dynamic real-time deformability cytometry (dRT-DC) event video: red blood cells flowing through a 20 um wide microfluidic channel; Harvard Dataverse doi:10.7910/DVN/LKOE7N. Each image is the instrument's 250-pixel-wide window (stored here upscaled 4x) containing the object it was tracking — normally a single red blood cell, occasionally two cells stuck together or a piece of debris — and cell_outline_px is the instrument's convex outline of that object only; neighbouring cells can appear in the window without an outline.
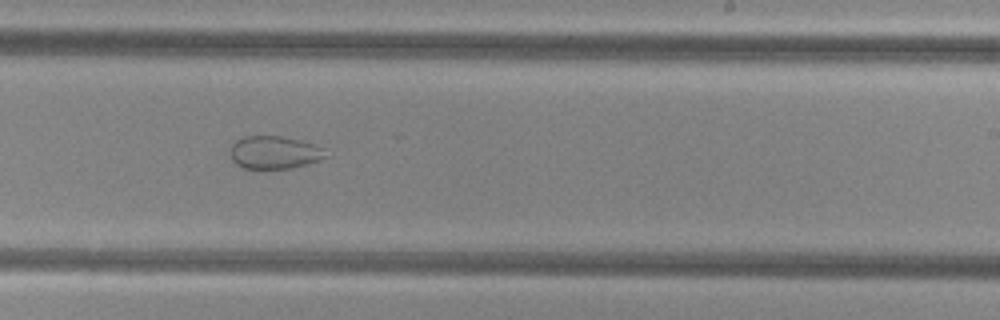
{"species": "common noctule bat (a hibernating species)", "species_latin": "Nyctalus noctula", "temperature_condition": "cold", "stored_images_in_passage": 45, "camera_frame_rate_fps": 3000, "um_per_image_px": 0.085, "animal": {"sex": "female", "body_mass_g": 29.2, "forearm_length_mm": 56.3}, "frame": {"image": 1, "passage_image": 25, "time_ms": 8.0, "image_size_px": [1000, 320], "cell_outline_px": [[328, 156], [320, 160], [292, 168], [244, 168], [236, 164], [232, 160], [228, 152], [228, 148], [240, 136], [280, 136], [300, 140], [324, 148]], "centroid_in_image_um": [23.28, 12.95], "position_along_channel_um": 265.7, "area_um2": 18.44}}
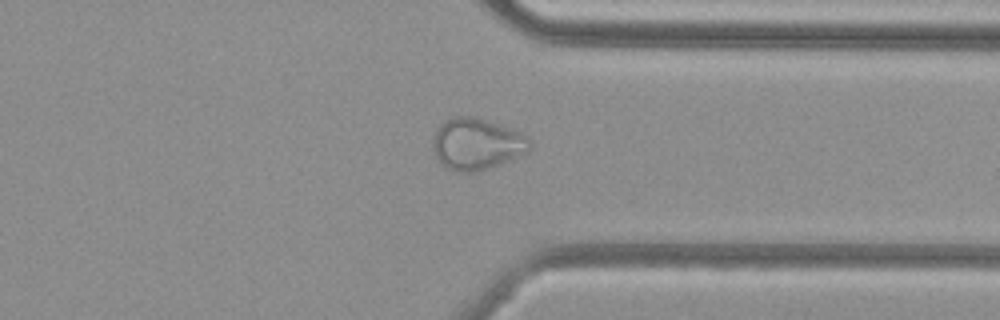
{"frame": {"image": 2, "passage_image": 33, "time_ms": 10.667, "image_size_px": [1000, 320], "cell_outline_px": [[532, 148], [528, 152], [488, 168], [476, 172], [460, 172], [448, 168], [436, 156], [432, 148], [432, 140], [440, 124], [444, 120], [452, 116], [476, 116], [500, 124], [520, 132], [528, 136], [532, 140]], "centroid_in_image_um": [40.55, 12.21], "position_along_channel_um": 370.9, "area_um2": 29.25}}
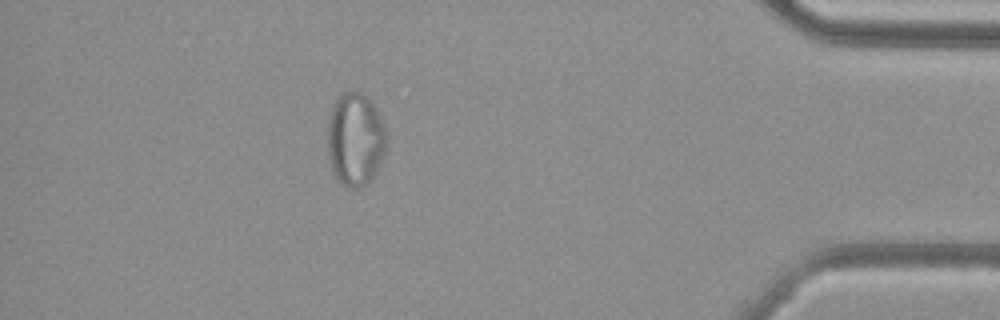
{"frame": {"image": 3, "passage_image": 39, "time_ms": 12.667, "image_size_px": [1000, 320], "cell_outline_px": [[388, 140], [380, 164], [376, 172], [360, 188], [348, 188], [340, 184], [336, 180], [332, 172], [328, 160], [328, 120], [332, 108], [336, 100], [344, 92], [352, 88], [360, 92], [376, 108], [384, 124]], "centroid_in_image_um": [30.19, 11.86], "position_along_channel_um": 405.0, "area_um2": 32.31}}